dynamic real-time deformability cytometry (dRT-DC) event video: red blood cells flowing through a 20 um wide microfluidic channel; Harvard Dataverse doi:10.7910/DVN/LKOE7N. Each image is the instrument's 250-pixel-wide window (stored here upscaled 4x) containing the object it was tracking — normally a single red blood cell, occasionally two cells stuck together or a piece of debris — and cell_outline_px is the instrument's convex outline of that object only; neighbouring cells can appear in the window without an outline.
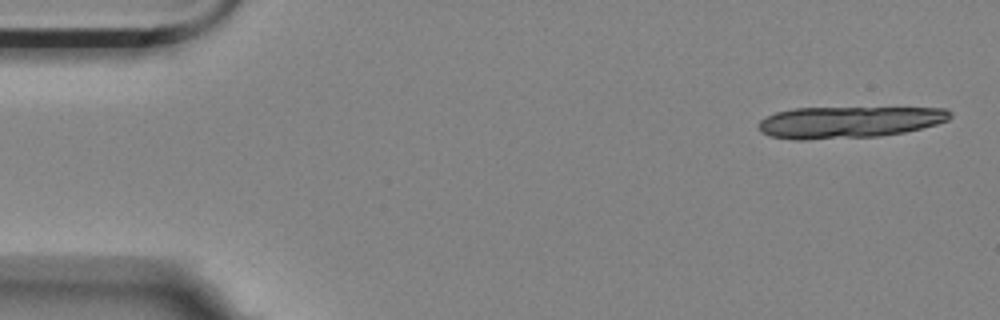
{"species": "Egyptian fruit bat (a non-hibernating species)", "species_latin": "Rousettus aegyptiacus", "temperature_condition": "room temperature", "stored_images_in_passage": 6, "camera_frame_rate_fps": 3000, "um_per_image_px": 0.085, "animal": {"sex": "female"}, "frame": {"image": 1, "passage_image": 1, "time_ms": 0.0, "image_size_px": [1000, 320], "cell_outline_px": [[952, 116], [948, 120], [936, 124], [904, 132], [880, 136], [808, 140], [792, 140], [772, 136], [760, 132], [760, 120], [776, 112], [792, 108], [948, 108], [952, 112]], "centroid_in_image_um": [72.15, 10.38], "position_along_channel_um": 12.8, "area_um2": 35.32}}